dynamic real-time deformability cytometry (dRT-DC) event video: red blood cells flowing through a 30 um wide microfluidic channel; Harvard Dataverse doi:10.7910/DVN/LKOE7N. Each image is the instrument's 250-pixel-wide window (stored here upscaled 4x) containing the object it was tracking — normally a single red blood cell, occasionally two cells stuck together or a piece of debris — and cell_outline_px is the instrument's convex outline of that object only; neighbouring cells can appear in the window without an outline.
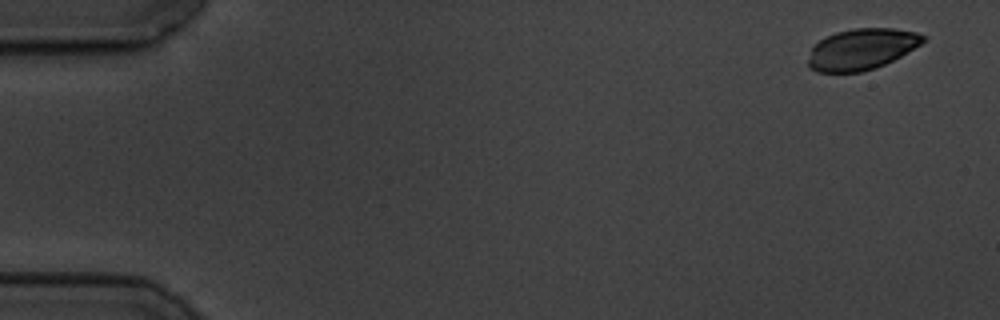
{"species": "common noctule bat (a hibernating species)", "species_latin": "Nyctalus noctula", "temperature_condition": "cold", "stored_images_in_passage": 56, "camera_frame_rate_fps": 3000, "um_per_image_px": 0.085, "animal": {"sex": "male", "body_mass_g": 19.5, "forearm_length_mm": 54.6}, "frame": {"image": 1, "passage_image": 1, "time_ms": 0.0, "image_size_px": [1000, 320], "cell_outline_px": [[928, 40], [900, 56], [876, 68], [860, 72], [816, 72], [808, 68], [808, 60], [812, 44], [836, 32], [852, 28], [892, 28], [916, 32], [928, 36]], "centroid_in_image_um": [73.23, 4.17], "position_along_channel_um": 11.8, "area_um2": 27.69}}
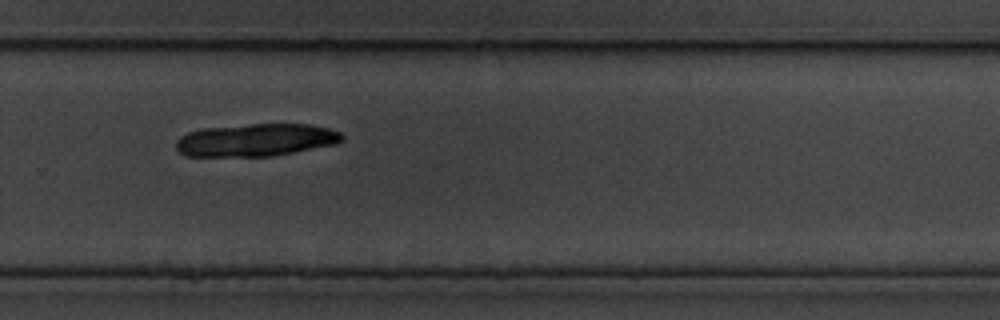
{"frame": {"image": 2, "passage_image": 38, "time_ms": 12.333, "image_size_px": [1000, 320], "cell_outline_px": [[344, 140], [336, 144], [272, 156], [184, 156], [176, 148], [176, 140], [180, 136], [188, 132], [204, 128], [252, 124], [312, 124], [328, 128], [340, 132], [344, 136]], "centroid_in_image_um": [21.76, 11.9], "position_along_channel_um": 308.0, "area_um2": 31.62}}
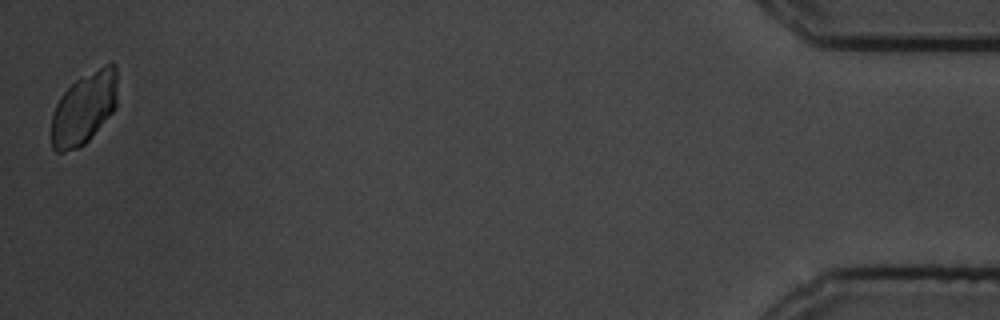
{"frame": {"image": 3, "passage_image": 56, "time_ms": 18.333, "image_size_px": [1000, 320], "cell_outline_px": [[116, 108], [88, 140], [80, 148], [64, 152], [56, 152], [52, 148], [52, 112], [60, 96], [76, 80], [104, 64], [116, 64]], "centroid_in_image_um": [7.13, 9.22], "position_along_channel_um": 428.1, "area_um2": 27.57}}